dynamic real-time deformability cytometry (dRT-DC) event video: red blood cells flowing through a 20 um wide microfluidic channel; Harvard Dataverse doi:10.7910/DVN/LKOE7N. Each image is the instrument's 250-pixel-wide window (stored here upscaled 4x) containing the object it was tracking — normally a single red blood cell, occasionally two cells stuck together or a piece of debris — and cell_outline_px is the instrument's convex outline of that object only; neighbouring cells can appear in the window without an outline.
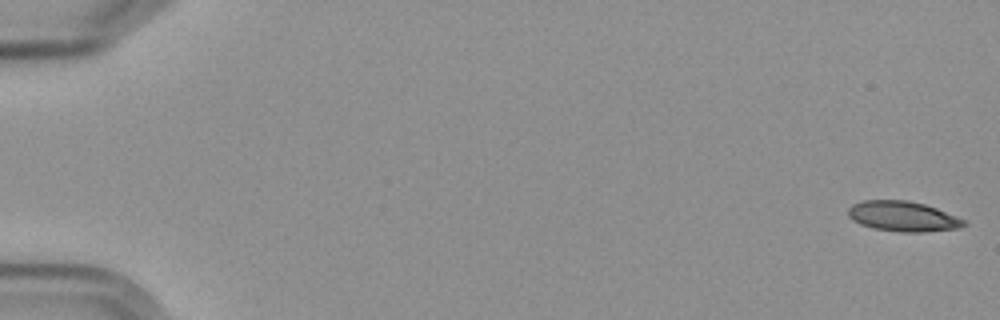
{"species": "Egyptian fruit bat (a non-hibernating species)", "species_latin": "Rousettus aegyptiacus", "temperature_condition": "cold", "stored_images_in_passage": 5, "camera_frame_rate_fps": 3000, "um_per_image_px": 0.085, "frame": {"image": 1, "passage_image": 1, "time_ms": 0.0, "image_size_px": [1000, 320], "cell_outline_px": [[968, 224], [960, 228], [924, 232], [900, 232], [872, 228], [860, 224], [852, 220], [848, 216], [848, 208], [852, 204], [864, 200], [908, 200], [924, 204], [936, 208], [968, 220]], "centroid_in_image_um": [76.77, 18.39], "position_along_channel_um": 8.2, "area_um2": 20.63}}
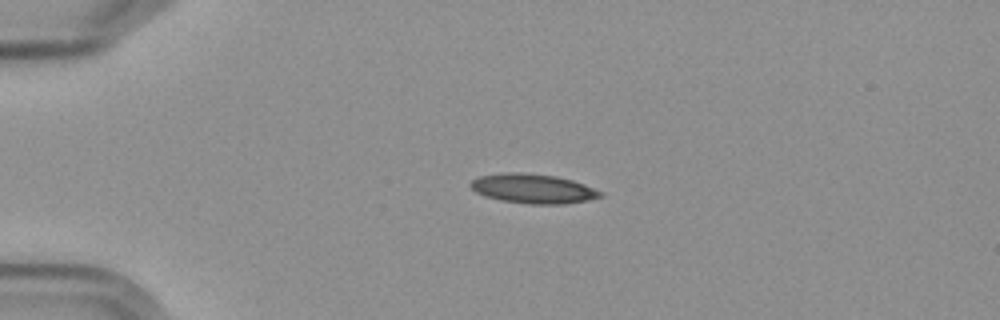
{"frame": {"image": 2, "passage_image": 4, "time_ms": 4.333, "image_size_px": [1000, 320], "cell_outline_px": [[604, 196], [588, 200], [564, 204], [528, 204], [500, 200], [484, 196], [476, 192], [468, 184], [472, 180], [480, 176], [508, 172], [520, 172], [556, 176], [572, 180], [584, 184], [604, 192]], "centroid_in_image_um": [45.33, 16.04], "position_along_channel_um": 39.7, "area_um2": 22.37}}